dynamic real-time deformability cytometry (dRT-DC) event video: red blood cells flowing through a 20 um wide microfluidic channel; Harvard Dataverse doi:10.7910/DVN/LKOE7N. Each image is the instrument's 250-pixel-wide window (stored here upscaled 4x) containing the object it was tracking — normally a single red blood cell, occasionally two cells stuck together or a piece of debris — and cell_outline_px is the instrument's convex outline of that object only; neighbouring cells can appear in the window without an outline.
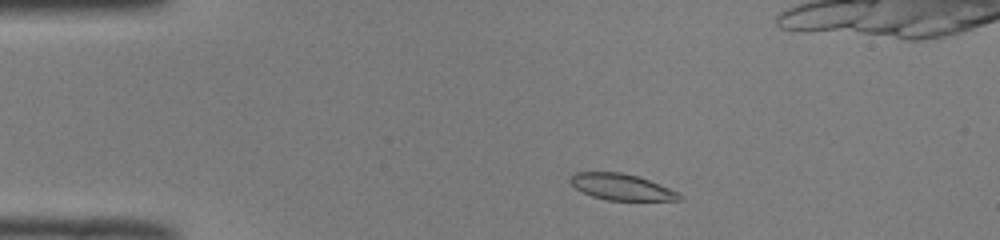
{"species": "common noctule bat (a hibernating species)", "species_latin": "Nyctalus noctula", "temperature_condition": "room temperature", "stored_images_in_passage": 25, "camera_frame_rate_fps": 3000, "um_per_image_px": 0.085, "animal": {"sex": "male", "body_mass_g": 19.0, "forearm_length_mm": 50.8}, "frame": {"image": 1, "passage_image": 4, "time_ms": 1.0, "image_size_px": [1000, 240], "cell_outline_px": [[684, 200], [608, 200], [592, 196], [576, 188], [568, 180], [576, 172], [620, 172], [636, 176], [648, 180], [668, 188], [684, 196]], "centroid_in_image_um": [52.82, 15.9], "position_along_channel_um": 32.2, "area_um2": 16.36}}
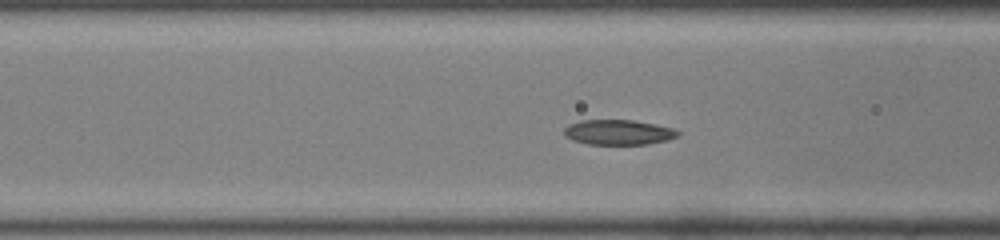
{"frame": {"image": 2, "passage_image": 14, "time_ms": 4.333, "image_size_px": [1000, 240], "cell_outline_px": [[680, 132], [676, 136], [668, 140], [648, 144], [588, 144], [572, 140], [564, 136], [564, 128], [568, 124], [580, 120], [632, 120], [672, 128]], "centroid_in_image_um": [52.5, 11.24], "position_along_channel_um": 114.1, "area_um2": 16.53}}
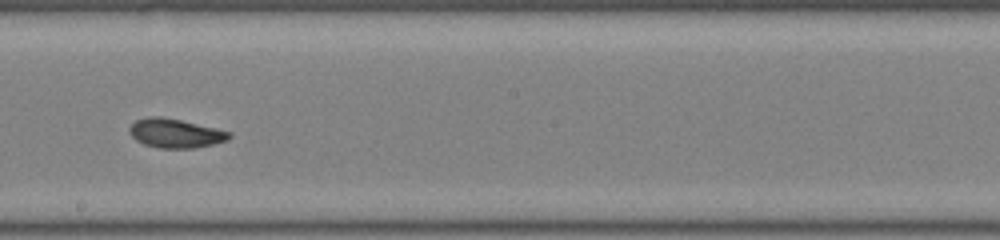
{"frame": {"image": 3, "passage_image": 23, "time_ms": 7.333, "image_size_px": [1000, 240], "cell_outline_px": [[232, 136], [228, 140], [212, 144], [192, 148], [160, 148], [144, 144], [136, 140], [132, 136], [128, 128], [136, 120], [152, 116], [160, 116], [180, 120], [232, 132]], "centroid_in_image_um": [14.91, 11.33], "position_along_channel_um": 233.3, "area_um2": 16.7}}